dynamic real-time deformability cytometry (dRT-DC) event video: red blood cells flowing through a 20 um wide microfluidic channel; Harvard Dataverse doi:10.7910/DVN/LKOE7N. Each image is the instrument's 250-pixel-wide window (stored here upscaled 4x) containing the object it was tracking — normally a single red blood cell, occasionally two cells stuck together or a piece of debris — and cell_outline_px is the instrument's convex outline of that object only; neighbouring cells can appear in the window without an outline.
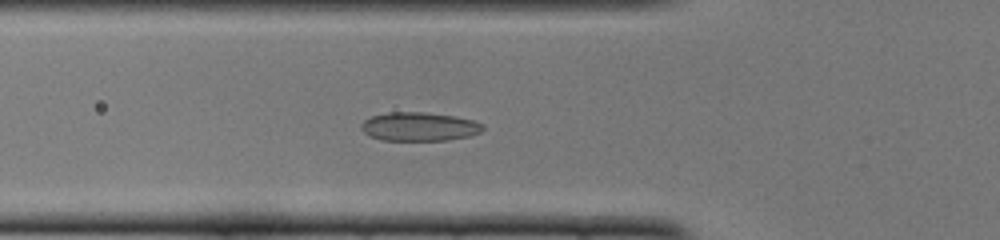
{"species": "common noctule bat (a hibernating species)", "species_latin": "Nyctalus noctula", "temperature_condition": "cold", "stored_images_in_passage": 20, "camera_frame_rate_fps": 3000, "um_per_image_px": 0.085, "animal": {"sex": "female", "body_mass_g": 22.0, "forearm_length_mm": 56.7}, "frame": {"image": 1, "passage_image": 17, "time_ms": 5.333, "image_size_px": [1000, 240], "cell_outline_px": [[484, 128], [480, 132], [468, 136], [448, 140], [380, 140], [368, 136], [360, 128], [360, 124], [364, 120], [372, 116], [388, 112], [428, 112], [456, 116], [472, 120], [484, 124]], "centroid_in_image_um": [35.61, 10.76], "position_along_channel_um": 90.2, "area_um2": 20.52}}
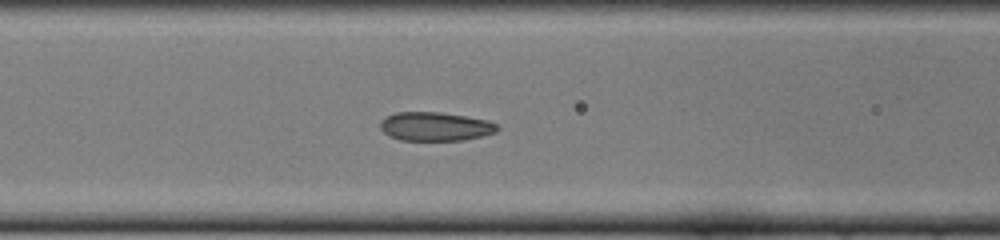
{"frame": {"image": 2, "passage_image": 20, "time_ms": 6.333, "image_size_px": [1000, 240], "cell_outline_px": [[500, 128], [496, 132], [464, 140], [400, 140], [388, 136], [380, 128], [380, 120], [396, 112], [440, 112], [488, 120], [496, 124]], "centroid_in_image_um": [36.98, 10.75], "position_along_channel_um": 129.6, "area_um2": 19.59}}